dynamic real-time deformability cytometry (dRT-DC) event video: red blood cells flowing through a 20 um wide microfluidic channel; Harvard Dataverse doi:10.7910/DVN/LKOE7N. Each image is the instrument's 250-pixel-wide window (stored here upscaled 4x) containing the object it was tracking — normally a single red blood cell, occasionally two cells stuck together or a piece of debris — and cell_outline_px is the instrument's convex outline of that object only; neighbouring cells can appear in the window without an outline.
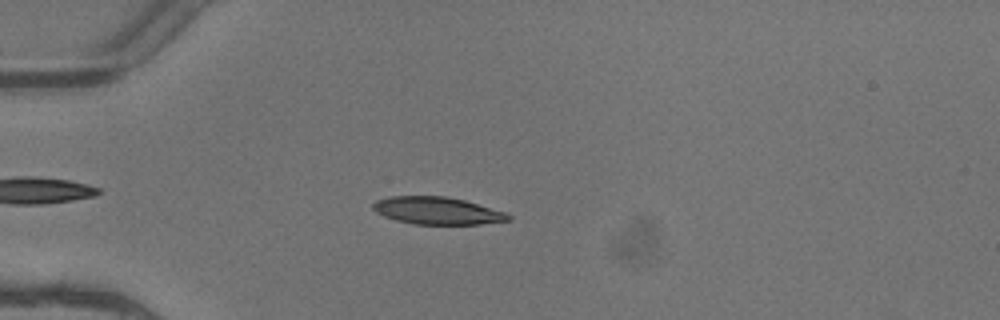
{"species": "common noctule bat (a hibernating species)", "species_latin": "Nyctalus noctula", "temperature_condition": "warm", "stored_images_in_passage": 5, "camera_frame_rate_fps": 3000, "um_per_image_px": 0.085, "animal": {"sex": "female"}, "frame": {"image": 1, "passage_image": 4, "time_ms": 1.0, "image_size_px": [1000, 320], "cell_outline_px": [[512, 220], [480, 224], [412, 224], [396, 220], [384, 216], [376, 212], [372, 208], [372, 204], [376, 200], [388, 196], [444, 196], [464, 200], [504, 212], [512, 216]], "centroid_in_image_um": [37.13, 17.91], "position_along_channel_um": 47.9, "area_um2": 21.56}}